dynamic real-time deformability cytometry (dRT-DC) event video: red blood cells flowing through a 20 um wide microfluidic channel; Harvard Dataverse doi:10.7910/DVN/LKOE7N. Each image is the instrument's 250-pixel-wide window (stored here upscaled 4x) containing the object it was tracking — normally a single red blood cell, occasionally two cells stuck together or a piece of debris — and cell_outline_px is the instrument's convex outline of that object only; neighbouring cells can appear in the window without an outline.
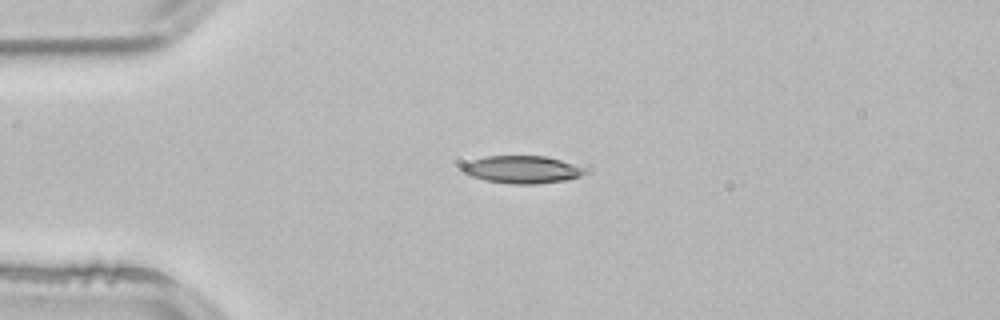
{"species": "common noctule bat (a hibernating species)", "species_latin": "Nyctalus noctula", "temperature_condition": "room temperature", "stored_images_in_passage": 2, "camera_frame_rate_fps": 3000, "um_per_image_px": 0.085, "animal": {"sex": "male", "body_mass_g": 21.5, "forearm_length_mm": 52.0}, "frame": {"image": 1, "passage_image": 1, "time_ms": 0.0, "image_size_px": [1000, 320], "cell_outline_px": [[584, 172], [580, 176], [568, 180], [536, 184], [512, 184], [484, 180], [460, 172], [460, 168], [464, 164], [472, 160], [484, 156], [544, 156], [560, 160], [584, 168]], "centroid_in_image_um": [44.31, 14.42], "position_along_channel_um": 40.7, "area_um2": 19.59}}
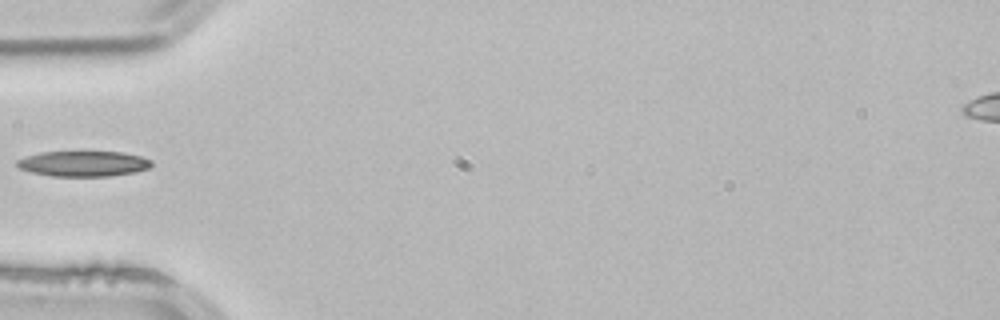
{"frame": {"image": 2, "passage_image": 2, "time_ms": 0.333, "image_size_px": [1000, 320], "cell_outline_px": [[152, 164], [148, 168], [136, 172], [112, 176], [52, 176], [32, 172], [20, 168], [16, 164], [16, 160], [40, 152], [124, 152], [140, 156], [152, 160]], "centroid_in_image_um": [7.12, 13.91], "position_along_channel_um": 77.9, "area_um2": 19.88}}